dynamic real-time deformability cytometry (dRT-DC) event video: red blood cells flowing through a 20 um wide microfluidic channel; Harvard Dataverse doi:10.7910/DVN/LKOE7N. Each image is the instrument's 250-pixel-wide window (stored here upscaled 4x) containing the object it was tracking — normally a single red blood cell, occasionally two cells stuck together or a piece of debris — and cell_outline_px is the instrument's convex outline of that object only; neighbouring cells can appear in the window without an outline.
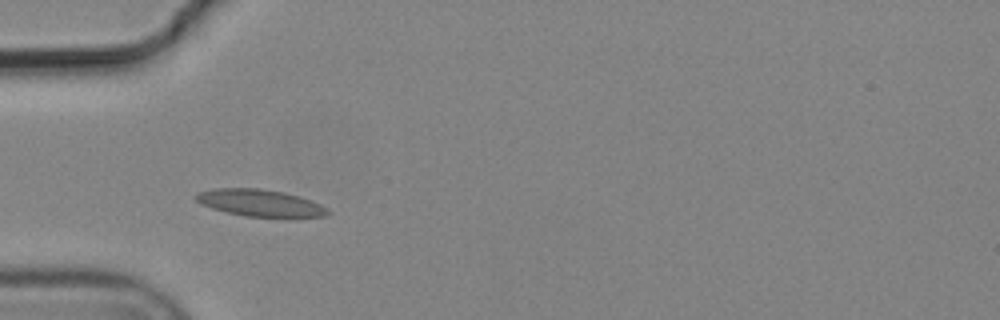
{"species": "common noctule bat (a hibernating species)", "species_latin": "Nyctalus noctula", "temperature_condition": "cold", "stored_images_in_passage": 5, "camera_frame_rate_fps": 3000, "um_per_image_px": 0.085, "animal": {"sex": "male", "body_mass_g": 19.2, "forearm_length_mm": 51.8}, "frame": {"image": 1, "passage_image": 4, "time_ms": 1.0, "image_size_px": [1000, 320], "cell_outline_px": [[332, 212], [324, 216], [284, 220], [244, 216], [212, 208], [200, 204], [192, 196], [196, 192], [212, 188], [260, 188], [284, 192], [320, 204]], "centroid_in_image_um": [22.11, 17.29], "position_along_channel_um": 62.9, "area_um2": 21.56}}
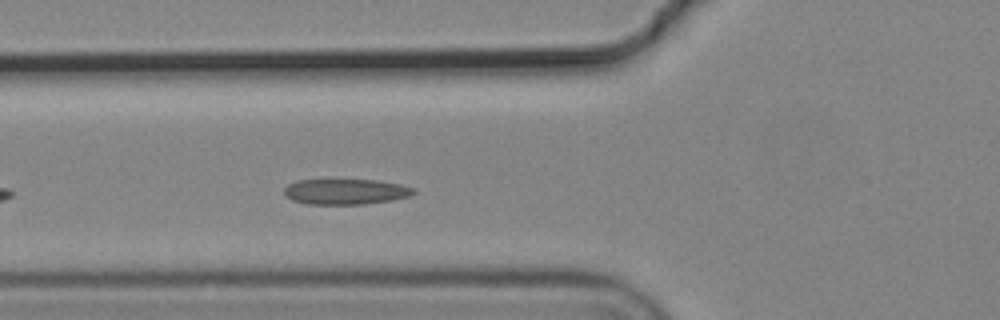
{"frame": {"image": 2, "passage_image": 5, "time_ms": 1.333, "image_size_px": [1000, 320], "cell_outline_px": [[416, 192], [408, 196], [392, 200], [364, 204], [308, 204], [292, 200], [284, 192], [284, 188], [288, 184], [296, 180], [376, 180], [400, 184], [416, 188]], "centroid_in_image_um": [29.39, 16.29], "position_along_channel_um": 96.4, "area_um2": 19.19}}